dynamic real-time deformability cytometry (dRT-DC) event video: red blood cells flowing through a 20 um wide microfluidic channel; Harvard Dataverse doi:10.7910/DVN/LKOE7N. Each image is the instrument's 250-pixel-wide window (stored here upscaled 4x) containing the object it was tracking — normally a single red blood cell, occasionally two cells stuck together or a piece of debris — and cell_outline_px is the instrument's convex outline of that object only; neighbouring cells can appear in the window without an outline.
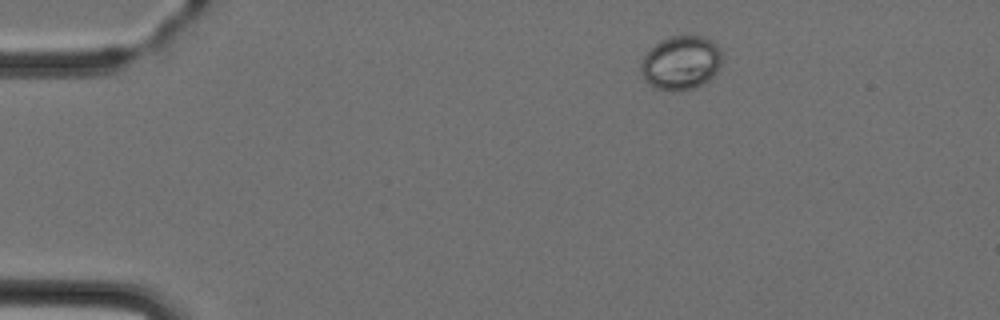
{"species": "Egyptian fruit bat (a non-hibernating species)", "species_latin": "Rousettus aegyptiacus", "temperature_condition": "cold", "stored_images_in_passage": 3, "camera_frame_rate_fps": 3000, "um_per_image_px": 0.085, "animal": {"sex": "female"}, "frame": {"image": 1, "passage_image": 1, "time_ms": 0.0, "image_size_px": [1000, 320], "cell_outline_px": [[720, 68], [708, 80], [692, 88], [672, 92], [652, 88], [644, 80], [640, 68], [644, 56], [660, 40], [668, 36], [700, 36], [716, 44], [720, 48]], "centroid_in_image_um": [57.84, 5.36], "position_along_channel_um": 27.2, "area_um2": 25.32}}
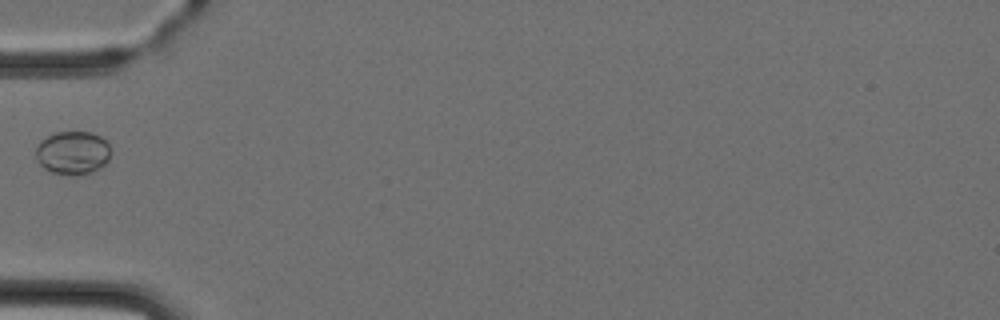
{"frame": {"image": 2, "passage_image": 3, "time_ms": 3.0, "image_size_px": [1000, 320], "cell_outline_px": [[112, 152], [108, 160], [100, 168], [92, 172], [76, 176], [72, 176], [52, 172], [44, 168], [40, 164], [36, 156], [36, 148], [40, 140], [56, 132], [92, 132], [100, 136], [112, 148]], "centroid_in_image_um": [6.21, 12.99], "position_along_channel_um": 78.8, "area_um2": 19.13}}